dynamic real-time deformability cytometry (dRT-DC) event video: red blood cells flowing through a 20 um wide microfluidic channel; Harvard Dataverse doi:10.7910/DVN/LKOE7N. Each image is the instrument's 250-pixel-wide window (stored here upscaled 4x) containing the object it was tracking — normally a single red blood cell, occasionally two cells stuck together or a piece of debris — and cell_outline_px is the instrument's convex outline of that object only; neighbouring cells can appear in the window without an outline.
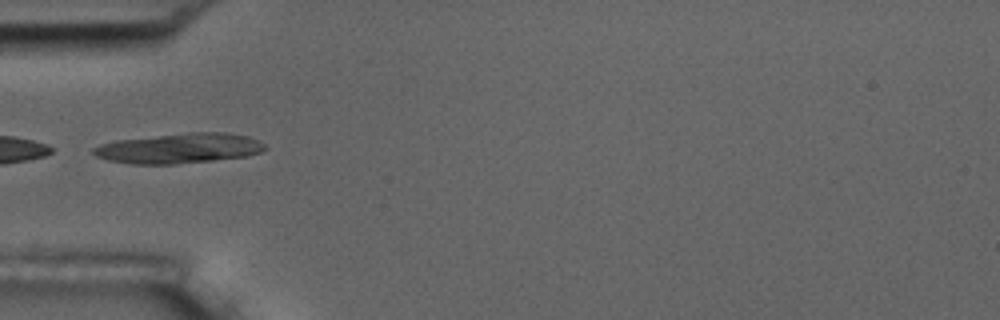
{"species": "common noctule bat (a hibernating species)", "species_latin": "Nyctalus noctula", "temperature_condition": "room temperature", "stored_images_in_passage": 10, "camera_frame_rate_fps": 3000, "um_per_image_px": 0.085, "animal": {"sex": "male", "body_mass_g": 17.5, "forearm_length_mm": 52.3}, "frame": {"image": 1, "passage_image": 6, "time_ms": 1.667, "image_size_px": [1000, 320], "cell_outline_px": [[268, 148], [260, 152], [248, 156], [176, 164], [132, 164], [108, 160], [96, 156], [92, 152], [92, 148], [100, 144], [116, 140], [188, 132], [224, 132], [248, 136], [260, 140]], "centroid_in_image_um": [15.25, 12.6], "position_along_channel_um": 69.8, "area_um2": 30.17}}
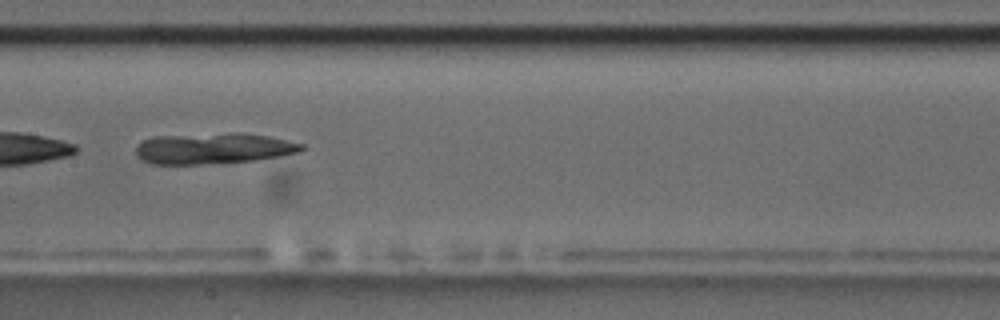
{"frame": {"image": 2, "passage_image": 9, "time_ms": 2.667, "image_size_px": [1000, 320], "cell_outline_px": [[304, 148], [300, 152], [252, 160], [200, 164], [152, 164], [140, 160], [136, 156], [136, 144], [152, 136], [232, 132], [236, 132], [268, 136], [304, 144]], "centroid_in_image_um": [18.06, 12.6], "position_along_channel_um": 189.3, "area_um2": 29.94}}